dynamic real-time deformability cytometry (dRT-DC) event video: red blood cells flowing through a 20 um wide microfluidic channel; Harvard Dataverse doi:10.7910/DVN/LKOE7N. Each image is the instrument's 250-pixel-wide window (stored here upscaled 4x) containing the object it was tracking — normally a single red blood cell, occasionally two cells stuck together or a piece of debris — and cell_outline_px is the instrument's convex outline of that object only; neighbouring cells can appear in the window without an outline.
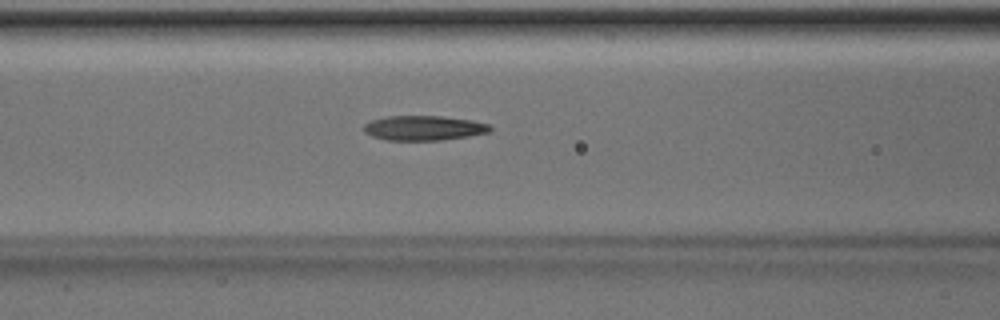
{"species": "Egyptian fruit bat (a non-hibernating species)", "species_latin": "Rousettus aegyptiacus", "temperature_condition": "room temperature", "stored_images_in_passage": 40, "camera_frame_rate_fps": 3000, "um_per_image_px": 0.085, "animal": {"sex": "male"}, "frame": {"image": 1, "passage_image": 16, "time_ms": 5.0, "image_size_px": [1000, 320], "cell_outline_px": [[492, 128], [488, 132], [468, 136], [440, 140], [384, 140], [372, 136], [364, 132], [364, 124], [372, 120], [388, 116], [444, 116], [472, 120], [488, 124]], "centroid_in_image_um": [36.0, 10.88], "position_along_channel_um": 130.6, "area_um2": 18.15}}
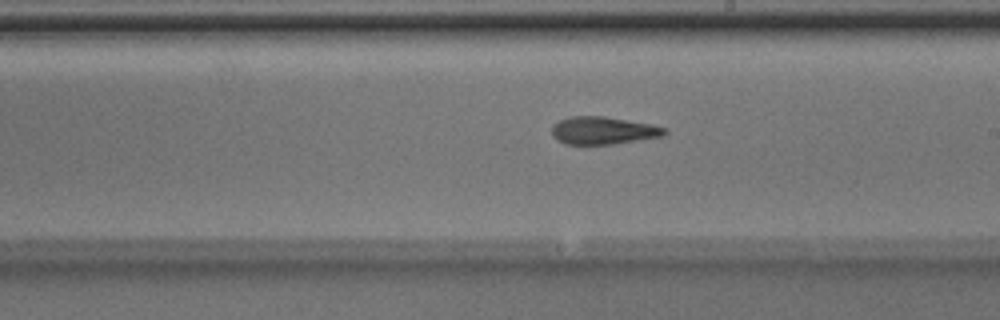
{"frame": {"image": 2, "passage_image": 24, "time_ms": 7.667, "image_size_px": [1000, 320], "cell_outline_px": [[668, 132], [664, 136], [612, 144], [564, 144], [556, 140], [552, 136], [552, 128], [560, 120], [572, 116], [604, 116], [652, 124], [668, 128]], "centroid_in_image_um": [51.3, 11.1], "position_along_channel_um": 237.7, "area_um2": 18.21}}
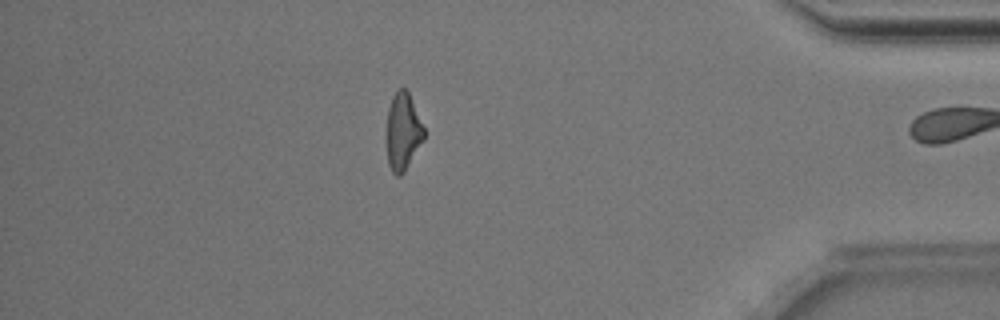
{"frame": {"image": 3, "passage_image": 39, "time_ms": 12.667, "image_size_px": [1000, 320], "cell_outline_px": [[424, 140], [404, 172], [400, 176], [396, 176], [392, 172], [388, 164], [384, 136], [384, 132], [388, 108], [392, 96], [396, 88], [404, 88], [408, 92], [424, 128]], "centroid_in_image_um": [34.19, 11.2], "position_along_channel_um": 401.0, "area_um2": 17.4}, "authors_computed_cell_mechanics": {"area_um2": 18.3226, "velocity_mm_per_s": 4.0256, "shape_relaxation_time_tau1_ms": 9.1112, "shape_relaxation_time_tau2_ms": 3.5138, "deformation_change_tau1": 0.2477, "deformation_change_tau2": 0.1443}}